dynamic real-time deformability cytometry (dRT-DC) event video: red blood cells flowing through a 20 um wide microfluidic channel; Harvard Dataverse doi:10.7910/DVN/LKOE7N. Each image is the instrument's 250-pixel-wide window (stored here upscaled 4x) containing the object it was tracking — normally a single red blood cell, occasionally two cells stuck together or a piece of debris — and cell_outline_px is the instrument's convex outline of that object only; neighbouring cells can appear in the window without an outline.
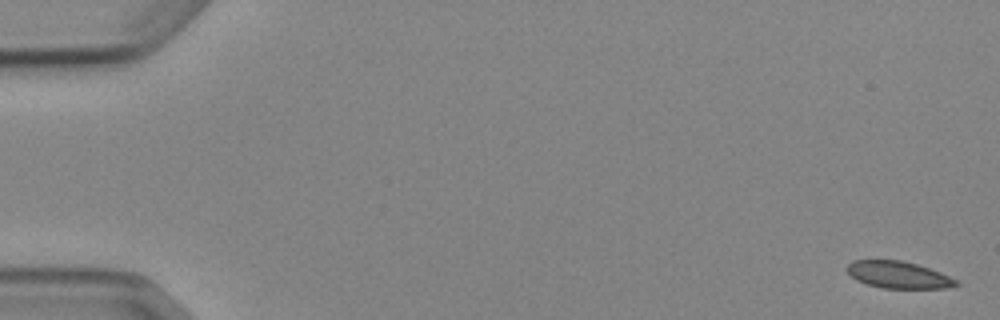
{"species": "Egyptian fruit bat (a non-hibernating species)", "species_latin": "Rousettus aegyptiacus", "temperature_condition": "cold", "stored_images_in_passage": 6, "camera_frame_rate_fps": 3000, "um_per_image_px": 0.085, "animal": {"sex": "female"}, "frame": {"image": 1, "passage_image": 1, "time_ms": 0.0, "image_size_px": [1000, 320], "cell_outline_px": [[960, 284], [948, 288], [884, 288], [868, 284], [856, 280], [844, 268], [852, 260], [900, 260], [916, 264], [940, 272], [960, 280]], "centroid_in_image_um": [76.38, 23.36], "position_along_channel_um": 8.6, "area_um2": 17.17}}
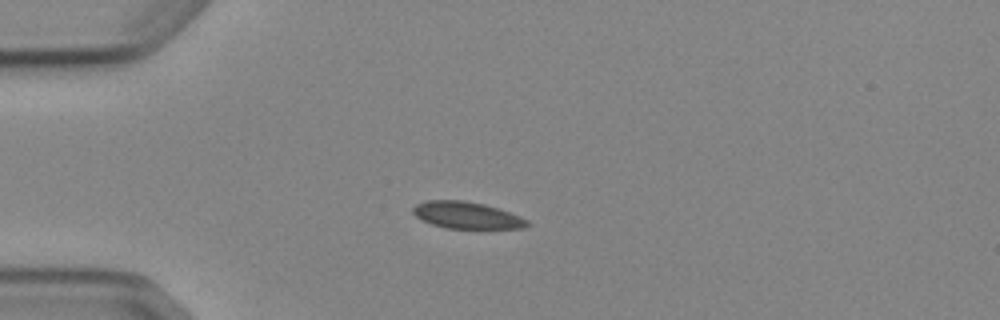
{"frame": {"image": 2, "passage_image": 4, "time_ms": 4.333, "image_size_px": [1000, 320], "cell_outline_px": [[532, 224], [524, 228], [444, 228], [432, 224], [416, 216], [412, 212], [412, 208], [416, 204], [428, 200], [464, 200], [484, 204], [520, 216], [528, 220]], "centroid_in_image_um": [39.68, 18.29], "position_along_channel_um": 45.3, "area_um2": 17.74}}
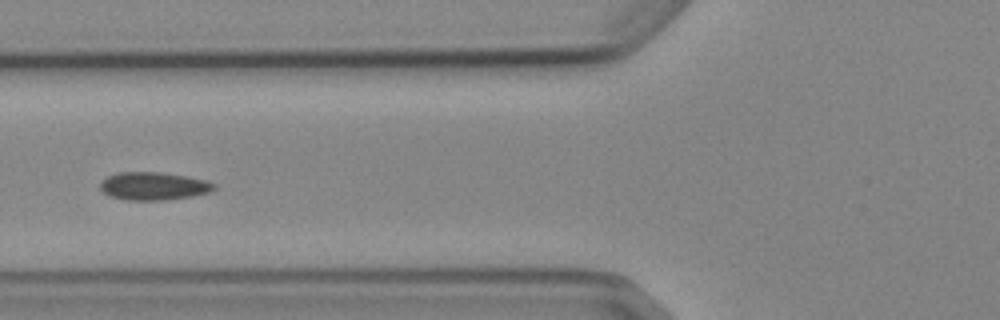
{"frame": {"image": 3, "passage_image": 6, "time_ms": 6.667, "image_size_px": [1000, 320], "cell_outline_px": [[216, 188], [212, 192], [192, 196], [164, 200], [128, 200], [112, 196], [104, 192], [100, 188], [100, 180], [116, 172], [160, 172], [188, 176], [204, 180], [216, 184]], "centroid_in_image_um": [13.07, 15.81], "position_along_channel_um": 112.7, "area_um2": 18.61}}